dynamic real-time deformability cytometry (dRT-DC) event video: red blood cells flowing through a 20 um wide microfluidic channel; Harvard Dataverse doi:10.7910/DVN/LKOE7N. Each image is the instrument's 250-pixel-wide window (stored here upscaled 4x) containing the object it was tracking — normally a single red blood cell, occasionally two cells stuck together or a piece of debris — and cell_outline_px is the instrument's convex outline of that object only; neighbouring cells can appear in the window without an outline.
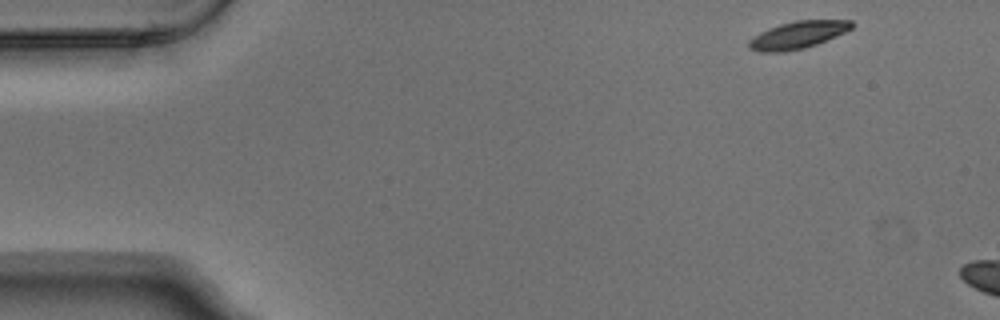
{"species": "Egyptian fruit bat (a non-hibernating species)", "species_latin": "Rousettus aegyptiacus", "temperature_condition": "warm", "stored_images_in_passage": 3, "camera_frame_rate_fps": 3000, "um_per_image_px": 0.085, "animal": {"sex": "male"}, "frame": {"image": 1, "passage_image": 1, "time_ms": 0.0, "image_size_px": [1000, 320], "cell_outline_px": [[856, 24], [852, 28], [836, 36], [816, 44], [804, 48], [784, 52], [760, 52], [748, 48], [748, 40], [760, 32], [768, 28], [780, 24], [796, 20], [852, 20]], "centroid_in_image_um": [67.81, 2.97], "position_along_channel_um": 17.2, "area_um2": 16.42}}